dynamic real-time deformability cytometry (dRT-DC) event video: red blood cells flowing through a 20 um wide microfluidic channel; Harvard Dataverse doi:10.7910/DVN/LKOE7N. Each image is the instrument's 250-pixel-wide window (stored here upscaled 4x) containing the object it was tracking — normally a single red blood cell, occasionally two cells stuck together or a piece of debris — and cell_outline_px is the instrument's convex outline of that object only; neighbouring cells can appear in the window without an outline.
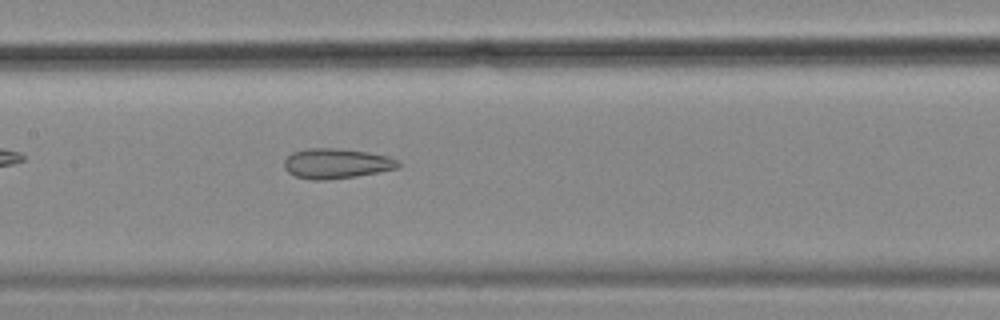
{"species": "common noctule bat (a hibernating species)", "species_latin": "Nyctalus noctula", "temperature_condition": "cold", "stored_images_in_passage": 43, "camera_frame_rate_fps": 3000, "um_per_image_px": 0.085, "animal": {"sex": "female", "body_mass_g": 18.4}, "frame": {"image": 1, "passage_image": 14, "time_ms": 4.333, "image_size_px": [1000, 320], "cell_outline_px": [[400, 168], [356, 176], [324, 180], [312, 180], [296, 176], [288, 172], [284, 168], [284, 160], [292, 152], [308, 148], [336, 148], [368, 152], [388, 156], [396, 160], [400, 164]], "centroid_in_image_um": [28.58, 13.89], "position_along_channel_um": 178.8, "area_um2": 19.94}}
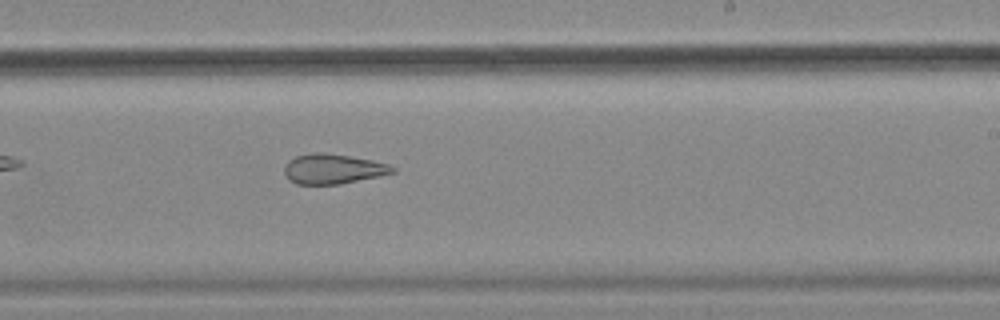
{"frame": {"image": 2, "passage_image": 21, "time_ms": 6.667, "image_size_px": [1000, 320], "cell_outline_px": [[396, 172], [380, 176], [336, 184], [296, 184], [288, 180], [284, 172], [284, 168], [288, 160], [296, 156], [316, 152], [324, 152], [372, 160], [388, 164], [396, 168]], "centroid_in_image_um": [28.29, 14.35], "position_along_channel_um": 260.7, "area_um2": 18.79}}
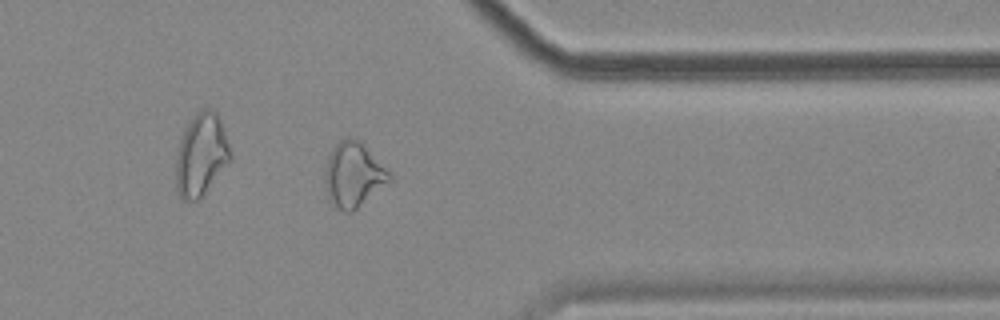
{"frame": {"image": 3, "passage_image": 32, "time_ms": 10.333, "image_size_px": [1000, 320], "cell_outline_px": [[392, 180], [352, 212], [344, 212], [328, 200], [324, 188], [324, 172], [328, 152], [344, 136], [348, 136], [360, 140], [392, 176]], "centroid_in_image_um": [29.99, 14.84], "position_along_channel_um": 381.4, "area_um2": 24.57}, "authors_computed_cell_mechanics": {"area_um2": 21.386, "velocity_mm_per_s": 3.5258, "shape_relaxation_time_tau1_ms": null, "shape_relaxation_time_tau2_ms": 3.0924, "deformation_change_tau1": null, "deformation_change_tau2": 0.117}}